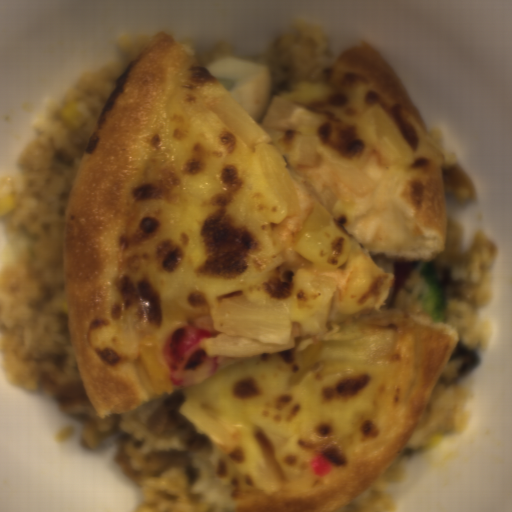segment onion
Segmentation results:
<instances>
[{"label":"onion","instance_id":"1","mask_svg":"<svg viewBox=\"0 0 512 512\" xmlns=\"http://www.w3.org/2000/svg\"><path fill=\"white\" fill-rule=\"evenodd\" d=\"M216 336L194 325L175 328L161 347V357L172 384L190 387L214 376L219 356H209L203 342Z\"/></svg>","mask_w":512,"mask_h":512}]
</instances>
